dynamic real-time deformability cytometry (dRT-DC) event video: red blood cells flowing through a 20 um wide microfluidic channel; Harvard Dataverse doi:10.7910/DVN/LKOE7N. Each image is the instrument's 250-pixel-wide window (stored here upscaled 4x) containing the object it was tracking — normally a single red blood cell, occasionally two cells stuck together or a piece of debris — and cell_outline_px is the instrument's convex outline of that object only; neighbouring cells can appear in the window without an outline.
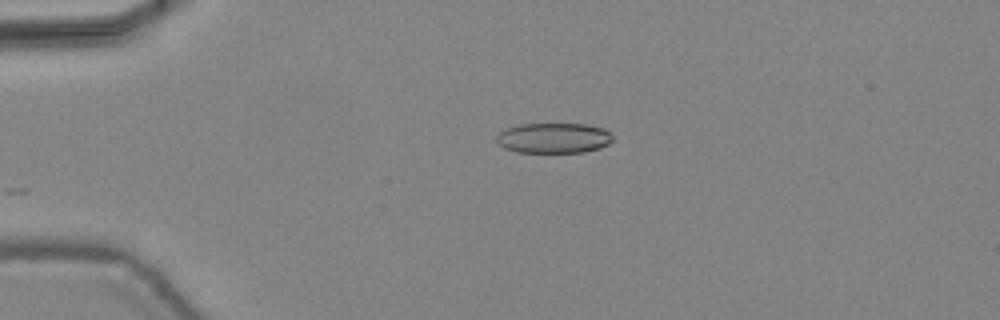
{"species": "common noctule bat (a hibernating species)", "species_latin": "Nyctalus noctula", "temperature_condition": "warm", "stored_images_in_passage": 36, "camera_frame_rate_fps": 3000, "um_per_image_px": 0.085, "animal": {"sex": "female", "body_mass_g": 24.6, "forearm_length_mm": 56.2}, "frame": {"image": 1, "passage_image": 1, "time_ms": 0.0, "image_size_px": [1000, 320], "cell_outline_px": [[616, 140], [600, 148], [584, 152], [516, 152], [504, 148], [496, 140], [496, 136], [500, 132], [508, 128], [520, 124], [584, 124], [604, 128]], "centroid_in_image_um": [47.09, 11.73], "position_along_channel_um": 37.9, "area_um2": 20.52}}
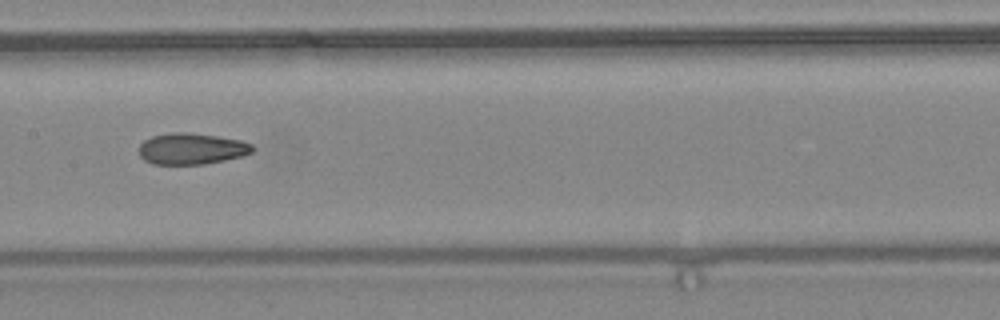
{"frame": {"image": 2, "passage_image": 14, "time_ms": 4.333, "image_size_px": [1000, 320], "cell_outline_px": [[252, 152], [244, 156], [204, 164], [152, 164], [144, 160], [140, 156], [140, 144], [144, 140], [152, 136], [172, 132], [184, 132], [216, 136], [240, 140], [252, 144]], "centroid_in_image_um": [16.27, 12.65], "position_along_channel_um": 191.1, "area_um2": 20.58}}
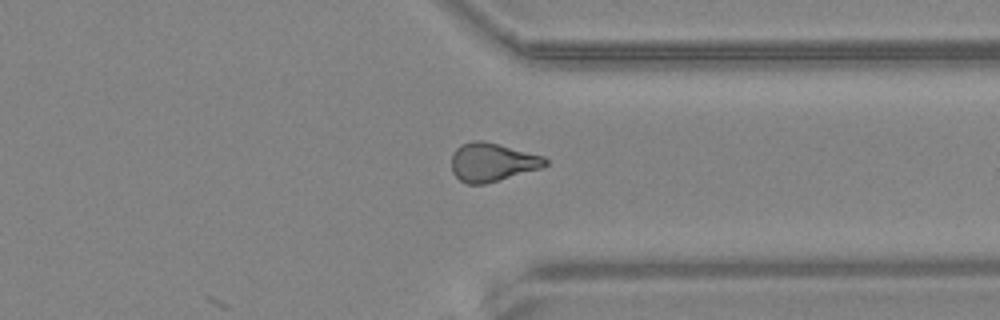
{"frame": {"image": 3, "passage_image": 26, "time_ms": 8.333, "image_size_px": [1000, 320], "cell_outline_px": [[548, 164], [540, 168], [484, 184], [468, 184], [460, 180], [452, 172], [452, 156], [456, 148], [460, 144], [472, 140], [484, 140], [544, 156], [548, 160]], "centroid_in_image_um": [41.82, 13.77], "position_along_channel_um": 369.6, "area_um2": 20.98}, "authors_computed_cell_mechanics": {"area_um2": 20.7213, "velocity_mm_per_s": 4.4777, "shape_relaxation_time_tau1_ms": null, "shape_relaxation_time_tau2_ms": 2.6218, "deformation_change_tau1": null, "deformation_change_tau2": 0.1031}}